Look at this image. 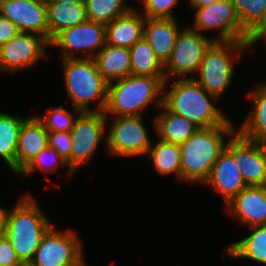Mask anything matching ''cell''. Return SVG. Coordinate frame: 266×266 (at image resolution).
<instances>
[{
	"instance_id": "cell-23",
	"label": "cell",
	"mask_w": 266,
	"mask_h": 266,
	"mask_svg": "<svg viewBox=\"0 0 266 266\" xmlns=\"http://www.w3.org/2000/svg\"><path fill=\"white\" fill-rule=\"evenodd\" d=\"M256 85V89L247 94V98L254 102L253 112L237 132L250 141L263 144L266 142V83Z\"/></svg>"
},
{
	"instance_id": "cell-19",
	"label": "cell",
	"mask_w": 266,
	"mask_h": 266,
	"mask_svg": "<svg viewBox=\"0 0 266 266\" xmlns=\"http://www.w3.org/2000/svg\"><path fill=\"white\" fill-rule=\"evenodd\" d=\"M178 32L176 19L145 18L143 37L163 65L170 58Z\"/></svg>"
},
{
	"instance_id": "cell-18",
	"label": "cell",
	"mask_w": 266,
	"mask_h": 266,
	"mask_svg": "<svg viewBox=\"0 0 266 266\" xmlns=\"http://www.w3.org/2000/svg\"><path fill=\"white\" fill-rule=\"evenodd\" d=\"M49 146L48 131L37 116L27 117L23 122L18 138L16 152V174L19 173L45 147Z\"/></svg>"
},
{
	"instance_id": "cell-22",
	"label": "cell",
	"mask_w": 266,
	"mask_h": 266,
	"mask_svg": "<svg viewBox=\"0 0 266 266\" xmlns=\"http://www.w3.org/2000/svg\"><path fill=\"white\" fill-rule=\"evenodd\" d=\"M45 5L49 42L62 30L88 20L85 3L45 2Z\"/></svg>"
},
{
	"instance_id": "cell-21",
	"label": "cell",
	"mask_w": 266,
	"mask_h": 266,
	"mask_svg": "<svg viewBox=\"0 0 266 266\" xmlns=\"http://www.w3.org/2000/svg\"><path fill=\"white\" fill-rule=\"evenodd\" d=\"M93 59L108 84L131 74L129 48L106 43Z\"/></svg>"
},
{
	"instance_id": "cell-31",
	"label": "cell",
	"mask_w": 266,
	"mask_h": 266,
	"mask_svg": "<svg viewBox=\"0 0 266 266\" xmlns=\"http://www.w3.org/2000/svg\"><path fill=\"white\" fill-rule=\"evenodd\" d=\"M59 164L62 167H68L69 170L66 175L69 176L74 174V172L69 168L67 161L63 159L55 149L47 146L35 158H33L19 174L29 175L36 171L37 168L42 169L44 172H51L54 168H58Z\"/></svg>"
},
{
	"instance_id": "cell-29",
	"label": "cell",
	"mask_w": 266,
	"mask_h": 266,
	"mask_svg": "<svg viewBox=\"0 0 266 266\" xmlns=\"http://www.w3.org/2000/svg\"><path fill=\"white\" fill-rule=\"evenodd\" d=\"M125 2L126 0H86L87 18L106 25L132 8L126 6Z\"/></svg>"
},
{
	"instance_id": "cell-10",
	"label": "cell",
	"mask_w": 266,
	"mask_h": 266,
	"mask_svg": "<svg viewBox=\"0 0 266 266\" xmlns=\"http://www.w3.org/2000/svg\"><path fill=\"white\" fill-rule=\"evenodd\" d=\"M195 9L194 27L198 32L219 31L213 41H246L248 33L242 28L231 0H216L209 6Z\"/></svg>"
},
{
	"instance_id": "cell-26",
	"label": "cell",
	"mask_w": 266,
	"mask_h": 266,
	"mask_svg": "<svg viewBox=\"0 0 266 266\" xmlns=\"http://www.w3.org/2000/svg\"><path fill=\"white\" fill-rule=\"evenodd\" d=\"M26 119L0 112V157L15 174L19 132Z\"/></svg>"
},
{
	"instance_id": "cell-24",
	"label": "cell",
	"mask_w": 266,
	"mask_h": 266,
	"mask_svg": "<svg viewBox=\"0 0 266 266\" xmlns=\"http://www.w3.org/2000/svg\"><path fill=\"white\" fill-rule=\"evenodd\" d=\"M155 119L154 129L160 140L181 145L185 143L199 127L185 117L170 112L164 105Z\"/></svg>"
},
{
	"instance_id": "cell-25",
	"label": "cell",
	"mask_w": 266,
	"mask_h": 266,
	"mask_svg": "<svg viewBox=\"0 0 266 266\" xmlns=\"http://www.w3.org/2000/svg\"><path fill=\"white\" fill-rule=\"evenodd\" d=\"M250 235L227 246L226 252L234 258H246L266 265V225L249 227Z\"/></svg>"
},
{
	"instance_id": "cell-17",
	"label": "cell",
	"mask_w": 266,
	"mask_h": 266,
	"mask_svg": "<svg viewBox=\"0 0 266 266\" xmlns=\"http://www.w3.org/2000/svg\"><path fill=\"white\" fill-rule=\"evenodd\" d=\"M228 213L245 225H266V186H247L225 204Z\"/></svg>"
},
{
	"instance_id": "cell-30",
	"label": "cell",
	"mask_w": 266,
	"mask_h": 266,
	"mask_svg": "<svg viewBox=\"0 0 266 266\" xmlns=\"http://www.w3.org/2000/svg\"><path fill=\"white\" fill-rule=\"evenodd\" d=\"M242 28L249 34L266 13V0H231Z\"/></svg>"
},
{
	"instance_id": "cell-1",
	"label": "cell",
	"mask_w": 266,
	"mask_h": 266,
	"mask_svg": "<svg viewBox=\"0 0 266 266\" xmlns=\"http://www.w3.org/2000/svg\"><path fill=\"white\" fill-rule=\"evenodd\" d=\"M237 132L232 121L225 125L199 128L185 143L181 144V180L204 183L215 161L226 148L224 135Z\"/></svg>"
},
{
	"instance_id": "cell-7",
	"label": "cell",
	"mask_w": 266,
	"mask_h": 266,
	"mask_svg": "<svg viewBox=\"0 0 266 266\" xmlns=\"http://www.w3.org/2000/svg\"><path fill=\"white\" fill-rule=\"evenodd\" d=\"M28 266H86L81 242L74 231L60 232L52 224Z\"/></svg>"
},
{
	"instance_id": "cell-35",
	"label": "cell",
	"mask_w": 266,
	"mask_h": 266,
	"mask_svg": "<svg viewBox=\"0 0 266 266\" xmlns=\"http://www.w3.org/2000/svg\"><path fill=\"white\" fill-rule=\"evenodd\" d=\"M0 266H26L18 259L8 238L0 236Z\"/></svg>"
},
{
	"instance_id": "cell-11",
	"label": "cell",
	"mask_w": 266,
	"mask_h": 266,
	"mask_svg": "<svg viewBox=\"0 0 266 266\" xmlns=\"http://www.w3.org/2000/svg\"><path fill=\"white\" fill-rule=\"evenodd\" d=\"M117 118V119H116ZM106 136V144L114 155L132 157L147 154L152 142L141 116H117Z\"/></svg>"
},
{
	"instance_id": "cell-2",
	"label": "cell",
	"mask_w": 266,
	"mask_h": 266,
	"mask_svg": "<svg viewBox=\"0 0 266 266\" xmlns=\"http://www.w3.org/2000/svg\"><path fill=\"white\" fill-rule=\"evenodd\" d=\"M218 98L208 93L193 78H178L163 94V105L172 113L185 117L199 128L227 124L230 119L217 109L211 100Z\"/></svg>"
},
{
	"instance_id": "cell-38",
	"label": "cell",
	"mask_w": 266,
	"mask_h": 266,
	"mask_svg": "<svg viewBox=\"0 0 266 266\" xmlns=\"http://www.w3.org/2000/svg\"><path fill=\"white\" fill-rule=\"evenodd\" d=\"M9 212L10 210H5L3 207L0 206V236H3L5 234Z\"/></svg>"
},
{
	"instance_id": "cell-5",
	"label": "cell",
	"mask_w": 266,
	"mask_h": 266,
	"mask_svg": "<svg viewBox=\"0 0 266 266\" xmlns=\"http://www.w3.org/2000/svg\"><path fill=\"white\" fill-rule=\"evenodd\" d=\"M12 209L4 235L11 242L20 262L29 265L44 233L52 224L30 195L20 198Z\"/></svg>"
},
{
	"instance_id": "cell-9",
	"label": "cell",
	"mask_w": 266,
	"mask_h": 266,
	"mask_svg": "<svg viewBox=\"0 0 266 266\" xmlns=\"http://www.w3.org/2000/svg\"><path fill=\"white\" fill-rule=\"evenodd\" d=\"M109 118L104 112H82L70 131L72 137L70 169H77L88 162L104 136Z\"/></svg>"
},
{
	"instance_id": "cell-27",
	"label": "cell",
	"mask_w": 266,
	"mask_h": 266,
	"mask_svg": "<svg viewBox=\"0 0 266 266\" xmlns=\"http://www.w3.org/2000/svg\"><path fill=\"white\" fill-rule=\"evenodd\" d=\"M148 150V162L153 160L154 168L160 175H176L181 180V147L178 144L157 140Z\"/></svg>"
},
{
	"instance_id": "cell-16",
	"label": "cell",
	"mask_w": 266,
	"mask_h": 266,
	"mask_svg": "<svg viewBox=\"0 0 266 266\" xmlns=\"http://www.w3.org/2000/svg\"><path fill=\"white\" fill-rule=\"evenodd\" d=\"M203 184L211 185L223 196L226 204L247 187L233 159V136L228 140L226 148L215 161L208 179Z\"/></svg>"
},
{
	"instance_id": "cell-32",
	"label": "cell",
	"mask_w": 266,
	"mask_h": 266,
	"mask_svg": "<svg viewBox=\"0 0 266 266\" xmlns=\"http://www.w3.org/2000/svg\"><path fill=\"white\" fill-rule=\"evenodd\" d=\"M46 114V115H45ZM44 115H38V119L44 124L48 132H70L75 124L76 117L72 115L66 108L54 107L49 109Z\"/></svg>"
},
{
	"instance_id": "cell-8",
	"label": "cell",
	"mask_w": 266,
	"mask_h": 266,
	"mask_svg": "<svg viewBox=\"0 0 266 266\" xmlns=\"http://www.w3.org/2000/svg\"><path fill=\"white\" fill-rule=\"evenodd\" d=\"M213 39L202 35L190 27L180 30L177 34L170 58L164 64L166 88L170 75L181 76V79L191 78L187 75L197 73L203 60L206 49L211 45ZM185 75V76H184Z\"/></svg>"
},
{
	"instance_id": "cell-12",
	"label": "cell",
	"mask_w": 266,
	"mask_h": 266,
	"mask_svg": "<svg viewBox=\"0 0 266 266\" xmlns=\"http://www.w3.org/2000/svg\"><path fill=\"white\" fill-rule=\"evenodd\" d=\"M105 44L106 25L90 20L62 30L50 42L61 48L62 59L76 58L72 52L82 50L87 52L85 58L93 59Z\"/></svg>"
},
{
	"instance_id": "cell-3",
	"label": "cell",
	"mask_w": 266,
	"mask_h": 266,
	"mask_svg": "<svg viewBox=\"0 0 266 266\" xmlns=\"http://www.w3.org/2000/svg\"><path fill=\"white\" fill-rule=\"evenodd\" d=\"M165 81V77L130 74L109 83L105 115L141 116L140 112L155 99V104L161 107L163 105L161 94L166 90L163 88Z\"/></svg>"
},
{
	"instance_id": "cell-28",
	"label": "cell",
	"mask_w": 266,
	"mask_h": 266,
	"mask_svg": "<svg viewBox=\"0 0 266 266\" xmlns=\"http://www.w3.org/2000/svg\"><path fill=\"white\" fill-rule=\"evenodd\" d=\"M131 74L165 77L164 65L142 37L130 49Z\"/></svg>"
},
{
	"instance_id": "cell-4",
	"label": "cell",
	"mask_w": 266,
	"mask_h": 266,
	"mask_svg": "<svg viewBox=\"0 0 266 266\" xmlns=\"http://www.w3.org/2000/svg\"><path fill=\"white\" fill-rule=\"evenodd\" d=\"M62 64L65 88L74 112H104L108 83L98 71L94 59L77 56L63 59ZM96 99H99L97 109L91 110L88 106Z\"/></svg>"
},
{
	"instance_id": "cell-34",
	"label": "cell",
	"mask_w": 266,
	"mask_h": 266,
	"mask_svg": "<svg viewBox=\"0 0 266 266\" xmlns=\"http://www.w3.org/2000/svg\"><path fill=\"white\" fill-rule=\"evenodd\" d=\"M72 137L70 132H48L49 146L55 149L67 161L70 168V153Z\"/></svg>"
},
{
	"instance_id": "cell-40",
	"label": "cell",
	"mask_w": 266,
	"mask_h": 266,
	"mask_svg": "<svg viewBox=\"0 0 266 266\" xmlns=\"http://www.w3.org/2000/svg\"><path fill=\"white\" fill-rule=\"evenodd\" d=\"M86 0H45V2H57V3H85Z\"/></svg>"
},
{
	"instance_id": "cell-6",
	"label": "cell",
	"mask_w": 266,
	"mask_h": 266,
	"mask_svg": "<svg viewBox=\"0 0 266 266\" xmlns=\"http://www.w3.org/2000/svg\"><path fill=\"white\" fill-rule=\"evenodd\" d=\"M246 48L248 49L246 41H213L204 53L196 74L198 78L196 76L191 78L208 93L219 99L232 82L234 76L233 61L238 56L240 57L241 51L246 50Z\"/></svg>"
},
{
	"instance_id": "cell-33",
	"label": "cell",
	"mask_w": 266,
	"mask_h": 266,
	"mask_svg": "<svg viewBox=\"0 0 266 266\" xmlns=\"http://www.w3.org/2000/svg\"><path fill=\"white\" fill-rule=\"evenodd\" d=\"M144 3L143 16L153 19H175L172 9L178 0H140Z\"/></svg>"
},
{
	"instance_id": "cell-15",
	"label": "cell",
	"mask_w": 266,
	"mask_h": 266,
	"mask_svg": "<svg viewBox=\"0 0 266 266\" xmlns=\"http://www.w3.org/2000/svg\"><path fill=\"white\" fill-rule=\"evenodd\" d=\"M0 15L9 18L20 32L39 34L48 40L45 0H0Z\"/></svg>"
},
{
	"instance_id": "cell-20",
	"label": "cell",
	"mask_w": 266,
	"mask_h": 266,
	"mask_svg": "<svg viewBox=\"0 0 266 266\" xmlns=\"http://www.w3.org/2000/svg\"><path fill=\"white\" fill-rule=\"evenodd\" d=\"M145 17L131 8L106 24V43L114 46L131 48L143 37Z\"/></svg>"
},
{
	"instance_id": "cell-36",
	"label": "cell",
	"mask_w": 266,
	"mask_h": 266,
	"mask_svg": "<svg viewBox=\"0 0 266 266\" xmlns=\"http://www.w3.org/2000/svg\"><path fill=\"white\" fill-rule=\"evenodd\" d=\"M19 32L17 26L9 18L0 15V47Z\"/></svg>"
},
{
	"instance_id": "cell-37",
	"label": "cell",
	"mask_w": 266,
	"mask_h": 266,
	"mask_svg": "<svg viewBox=\"0 0 266 266\" xmlns=\"http://www.w3.org/2000/svg\"><path fill=\"white\" fill-rule=\"evenodd\" d=\"M266 37V13L260 23L248 34L247 44L248 48Z\"/></svg>"
},
{
	"instance_id": "cell-14",
	"label": "cell",
	"mask_w": 266,
	"mask_h": 266,
	"mask_svg": "<svg viewBox=\"0 0 266 266\" xmlns=\"http://www.w3.org/2000/svg\"><path fill=\"white\" fill-rule=\"evenodd\" d=\"M233 159L247 186H266V148L238 132L233 135Z\"/></svg>"
},
{
	"instance_id": "cell-13",
	"label": "cell",
	"mask_w": 266,
	"mask_h": 266,
	"mask_svg": "<svg viewBox=\"0 0 266 266\" xmlns=\"http://www.w3.org/2000/svg\"><path fill=\"white\" fill-rule=\"evenodd\" d=\"M50 42L35 33L19 32L0 47V68L6 72L19 71L46 57Z\"/></svg>"
},
{
	"instance_id": "cell-39",
	"label": "cell",
	"mask_w": 266,
	"mask_h": 266,
	"mask_svg": "<svg viewBox=\"0 0 266 266\" xmlns=\"http://www.w3.org/2000/svg\"><path fill=\"white\" fill-rule=\"evenodd\" d=\"M216 0H188L189 4L193 8H203L209 6Z\"/></svg>"
}]
</instances>
